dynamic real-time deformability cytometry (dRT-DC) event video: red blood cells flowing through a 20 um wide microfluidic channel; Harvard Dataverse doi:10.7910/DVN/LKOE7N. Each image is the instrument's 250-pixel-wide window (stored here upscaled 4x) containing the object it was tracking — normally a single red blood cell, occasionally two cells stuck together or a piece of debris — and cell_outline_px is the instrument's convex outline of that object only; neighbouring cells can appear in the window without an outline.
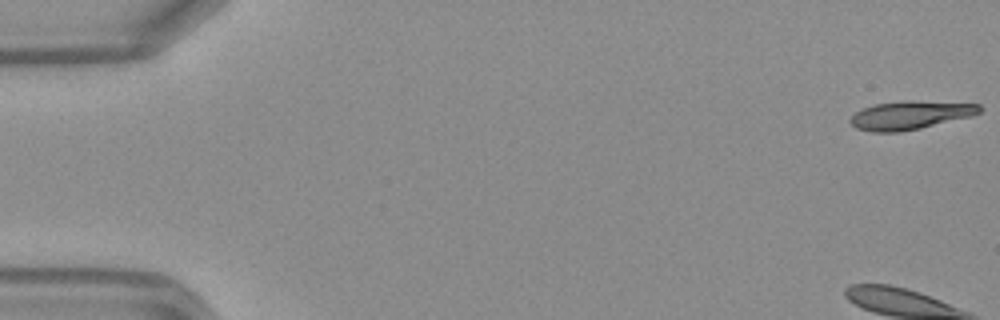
{"species": "Egyptian fruit bat (a non-hibernating species)", "species_latin": "Rousettus aegyptiacus", "temperature_condition": "warm", "stored_images_in_passage": 16, "camera_frame_rate_fps": 3000, "um_per_image_px": 0.085, "frame": {"image": 1, "passage_image": 1, "time_ms": 0.0, "image_size_px": [1000, 320], "cell_outline_px": [[984, 108], [980, 112], [972, 116], [920, 128], [900, 132], [872, 132], [856, 128], [848, 120], [856, 112], [864, 108], [876, 104], [904, 100], [912, 100], [980, 104]], "centroid_in_image_um": [77.4, 9.78], "position_along_channel_um": 7.6, "area_um2": 21.44}}